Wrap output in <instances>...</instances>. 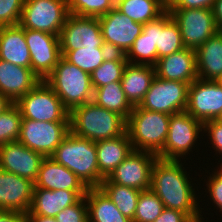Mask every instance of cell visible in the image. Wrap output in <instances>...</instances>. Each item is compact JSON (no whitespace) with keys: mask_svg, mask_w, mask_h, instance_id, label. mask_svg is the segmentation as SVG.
Listing matches in <instances>:
<instances>
[{"mask_svg":"<svg viewBox=\"0 0 222 222\" xmlns=\"http://www.w3.org/2000/svg\"><path fill=\"white\" fill-rule=\"evenodd\" d=\"M179 160L157 158L153 164L150 189L165 208L186 213L194 222H202L194 188Z\"/></svg>","mask_w":222,"mask_h":222,"instance_id":"cell-1","label":"cell"},{"mask_svg":"<svg viewBox=\"0 0 222 222\" xmlns=\"http://www.w3.org/2000/svg\"><path fill=\"white\" fill-rule=\"evenodd\" d=\"M70 132L93 142L117 138L126 132V120L93 101L70 111Z\"/></svg>","mask_w":222,"mask_h":222,"instance_id":"cell-2","label":"cell"},{"mask_svg":"<svg viewBox=\"0 0 222 222\" xmlns=\"http://www.w3.org/2000/svg\"><path fill=\"white\" fill-rule=\"evenodd\" d=\"M50 157L72 171L87 188H99L105 179L99 172L95 142L72 132Z\"/></svg>","mask_w":222,"mask_h":222,"instance_id":"cell-3","label":"cell"},{"mask_svg":"<svg viewBox=\"0 0 222 222\" xmlns=\"http://www.w3.org/2000/svg\"><path fill=\"white\" fill-rule=\"evenodd\" d=\"M171 115L135 106L126 120L133 149L158 154L164 147Z\"/></svg>","mask_w":222,"mask_h":222,"instance_id":"cell-4","label":"cell"},{"mask_svg":"<svg viewBox=\"0 0 222 222\" xmlns=\"http://www.w3.org/2000/svg\"><path fill=\"white\" fill-rule=\"evenodd\" d=\"M44 81L54 90L69 111L93 100L94 90L90 74L63 57Z\"/></svg>","mask_w":222,"mask_h":222,"instance_id":"cell-5","label":"cell"},{"mask_svg":"<svg viewBox=\"0 0 222 222\" xmlns=\"http://www.w3.org/2000/svg\"><path fill=\"white\" fill-rule=\"evenodd\" d=\"M15 104L20 109L22 118L49 122L70 121V111L44 80H41Z\"/></svg>","mask_w":222,"mask_h":222,"instance_id":"cell-6","label":"cell"},{"mask_svg":"<svg viewBox=\"0 0 222 222\" xmlns=\"http://www.w3.org/2000/svg\"><path fill=\"white\" fill-rule=\"evenodd\" d=\"M68 15L67 0H25L19 25L59 36Z\"/></svg>","mask_w":222,"mask_h":222,"instance_id":"cell-7","label":"cell"},{"mask_svg":"<svg viewBox=\"0 0 222 222\" xmlns=\"http://www.w3.org/2000/svg\"><path fill=\"white\" fill-rule=\"evenodd\" d=\"M70 132V121H35L22 118L18 141L33 151L50 157Z\"/></svg>","mask_w":222,"mask_h":222,"instance_id":"cell-8","label":"cell"},{"mask_svg":"<svg viewBox=\"0 0 222 222\" xmlns=\"http://www.w3.org/2000/svg\"><path fill=\"white\" fill-rule=\"evenodd\" d=\"M189 83L156 77L139 107L169 115L186 110Z\"/></svg>","mask_w":222,"mask_h":222,"instance_id":"cell-9","label":"cell"},{"mask_svg":"<svg viewBox=\"0 0 222 222\" xmlns=\"http://www.w3.org/2000/svg\"><path fill=\"white\" fill-rule=\"evenodd\" d=\"M203 123L196 120L186 111L172 114L169 122L168 136L163 149L157 154L158 158L165 160H179L188 154L193 147Z\"/></svg>","mask_w":222,"mask_h":222,"instance_id":"cell-10","label":"cell"},{"mask_svg":"<svg viewBox=\"0 0 222 222\" xmlns=\"http://www.w3.org/2000/svg\"><path fill=\"white\" fill-rule=\"evenodd\" d=\"M178 24L185 48L196 50L218 32L211 9H166Z\"/></svg>","mask_w":222,"mask_h":222,"instance_id":"cell-11","label":"cell"},{"mask_svg":"<svg viewBox=\"0 0 222 222\" xmlns=\"http://www.w3.org/2000/svg\"><path fill=\"white\" fill-rule=\"evenodd\" d=\"M98 20L104 44L111 53L126 54L143 31L144 24L134 22L116 7Z\"/></svg>","mask_w":222,"mask_h":222,"instance_id":"cell-12","label":"cell"},{"mask_svg":"<svg viewBox=\"0 0 222 222\" xmlns=\"http://www.w3.org/2000/svg\"><path fill=\"white\" fill-rule=\"evenodd\" d=\"M185 111L202 123L217 120L222 114V85L214 80L193 81Z\"/></svg>","mask_w":222,"mask_h":222,"instance_id":"cell-13","label":"cell"},{"mask_svg":"<svg viewBox=\"0 0 222 222\" xmlns=\"http://www.w3.org/2000/svg\"><path fill=\"white\" fill-rule=\"evenodd\" d=\"M61 52L86 47H107L98 17L69 14L59 35Z\"/></svg>","mask_w":222,"mask_h":222,"instance_id":"cell-14","label":"cell"},{"mask_svg":"<svg viewBox=\"0 0 222 222\" xmlns=\"http://www.w3.org/2000/svg\"><path fill=\"white\" fill-rule=\"evenodd\" d=\"M24 35L30 52L31 69L41 80H45L62 57L59 36L29 29H24Z\"/></svg>","mask_w":222,"mask_h":222,"instance_id":"cell-15","label":"cell"},{"mask_svg":"<svg viewBox=\"0 0 222 222\" xmlns=\"http://www.w3.org/2000/svg\"><path fill=\"white\" fill-rule=\"evenodd\" d=\"M157 158L158 156L154 153L133 150L107 179L112 183L140 191L148 190L151 186L153 164Z\"/></svg>","mask_w":222,"mask_h":222,"instance_id":"cell-16","label":"cell"},{"mask_svg":"<svg viewBox=\"0 0 222 222\" xmlns=\"http://www.w3.org/2000/svg\"><path fill=\"white\" fill-rule=\"evenodd\" d=\"M45 157L13 141L0 145V169L35 182L42 160Z\"/></svg>","mask_w":222,"mask_h":222,"instance_id":"cell-17","label":"cell"},{"mask_svg":"<svg viewBox=\"0 0 222 222\" xmlns=\"http://www.w3.org/2000/svg\"><path fill=\"white\" fill-rule=\"evenodd\" d=\"M157 48V60L185 48L180 28L166 10L161 16L143 25V31Z\"/></svg>","mask_w":222,"mask_h":222,"instance_id":"cell-18","label":"cell"},{"mask_svg":"<svg viewBox=\"0 0 222 222\" xmlns=\"http://www.w3.org/2000/svg\"><path fill=\"white\" fill-rule=\"evenodd\" d=\"M34 182L0 169V210L26 214L31 206Z\"/></svg>","mask_w":222,"mask_h":222,"instance_id":"cell-19","label":"cell"},{"mask_svg":"<svg viewBox=\"0 0 222 222\" xmlns=\"http://www.w3.org/2000/svg\"><path fill=\"white\" fill-rule=\"evenodd\" d=\"M155 75L161 79L191 84L198 79L194 49L183 50L164 56L154 65Z\"/></svg>","mask_w":222,"mask_h":222,"instance_id":"cell-20","label":"cell"},{"mask_svg":"<svg viewBox=\"0 0 222 222\" xmlns=\"http://www.w3.org/2000/svg\"><path fill=\"white\" fill-rule=\"evenodd\" d=\"M40 81L41 79L32 69L0 59V93L12 103H16Z\"/></svg>","mask_w":222,"mask_h":222,"instance_id":"cell-21","label":"cell"},{"mask_svg":"<svg viewBox=\"0 0 222 222\" xmlns=\"http://www.w3.org/2000/svg\"><path fill=\"white\" fill-rule=\"evenodd\" d=\"M34 188L49 190L87 191L88 188L69 169L45 157L40 165Z\"/></svg>","mask_w":222,"mask_h":222,"instance_id":"cell-22","label":"cell"},{"mask_svg":"<svg viewBox=\"0 0 222 222\" xmlns=\"http://www.w3.org/2000/svg\"><path fill=\"white\" fill-rule=\"evenodd\" d=\"M87 191L49 190L34 188L32 203L26 215L56 217L66 207L75 204Z\"/></svg>","mask_w":222,"mask_h":222,"instance_id":"cell-23","label":"cell"},{"mask_svg":"<svg viewBox=\"0 0 222 222\" xmlns=\"http://www.w3.org/2000/svg\"><path fill=\"white\" fill-rule=\"evenodd\" d=\"M0 59L31 69V57L24 28L19 24L0 27Z\"/></svg>","mask_w":222,"mask_h":222,"instance_id":"cell-24","label":"cell"},{"mask_svg":"<svg viewBox=\"0 0 222 222\" xmlns=\"http://www.w3.org/2000/svg\"><path fill=\"white\" fill-rule=\"evenodd\" d=\"M155 76V68L152 65L127 63L120 82L133 107L140 105Z\"/></svg>","mask_w":222,"mask_h":222,"instance_id":"cell-25","label":"cell"},{"mask_svg":"<svg viewBox=\"0 0 222 222\" xmlns=\"http://www.w3.org/2000/svg\"><path fill=\"white\" fill-rule=\"evenodd\" d=\"M100 174L107 178L134 150L127 132L123 135L95 142Z\"/></svg>","mask_w":222,"mask_h":222,"instance_id":"cell-26","label":"cell"},{"mask_svg":"<svg viewBox=\"0 0 222 222\" xmlns=\"http://www.w3.org/2000/svg\"><path fill=\"white\" fill-rule=\"evenodd\" d=\"M195 53L198 79L218 81L222 76V32L210 37Z\"/></svg>","mask_w":222,"mask_h":222,"instance_id":"cell-27","label":"cell"},{"mask_svg":"<svg viewBox=\"0 0 222 222\" xmlns=\"http://www.w3.org/2000/svg\"><path fill=\"white\" fill-rule=\"evenodd\" d=\"M88 222H132L125 217L100 188H88Z\"/></svg>","mask_w":222,"mask_h":222,"instance_id":"cell-28","label":"cell"},{"mask_svg":"<svg viewBox=\"0 0 222 222\" xmlns=\"http://www.w3.org/2000/svg\"><path fill=\"white\" fill-rule=\"evenodd\" d=\"M115 7L134 22L146 24L166 11V0H116Z\"/></svg>","mask_w":222,"mask_h":222,"instance_id":"cell-29","label":"cell"},{"mask_svg":"<svg viewBox=\"0 0 222 222\" xmlns=\"http://www.w3.org/2000/svg\"><path fill=\"white\" fill-rule=\"evenodd\" d=\"M92 101L100 107L118 113L125 120L134 108L126 98L121 82H112L94 89Z\"/></svg>","mask_w":222,"mask_h":222,"instance_id":"cell-30","label":"cell"},{"mask_svg":"<svg viewBox=\"0 0 222 222\" xmlns=\"http://www.w3.org/2000/svg\"><path fill=\"white\" fill-rule=\"evenodd\" d=\"M99 188L125 217L133 221L140 190L112 183L107 178L101 182Z\"/></svg>","mask_w":222,"mask_h":222,"instance_id":"cell-31","label":"cell"},{"mask_svg":"<svg viewBox=\"0 0 222 222\" xmlns=\"http://www.w3.org/2000/svg\"><path fill=\"white\" fill-rule=\"evenodd\" d=\"M127 63L125 54L110 53L105 61L90 74L93 90L112 82H120Z\"/></svg>","mask_w":222,"mask_h":222,"instance_id":"cell-32","label":"cell"},{"mask_svg":"<svg viewBox=\"0 0 222 222\" xmlns=\"http://www.w3.org/2000/svg\"><path fill=\"white\" fill-rule=\"evenodd\" d=\"M110 53L111 51L107 47H86L61 52V55L69 63L91 74L105 61Z\"/></svg>","mask_w":222,"mask_h":222,"instance_id":"cell-33","label":"cell"},{"mask_svg":"<svg viewBox=\"0 0 222 222\" xmlns=\"http://www.w3.org/2000/svg\"><path fill=\"white\" fill-rule=\"evenodd\" d=\"M164 208L163 202L151 189L143 190L140 192L132 222H154Z\"/></svg>","mask_w":222,"mask_h":222,"instance_id":"cell-34","label":"cell"},{"mask_svg":"<svg viewBox=\"0 0 222 222\" xmlns=\"http://www.w3.org/2000/svg\"><path fill=\"white\" fill-rule=\"evenodd\" d=\"M21 121L22 115L15 103L0 113V145L18 140Z\"/></svg>","mask_w":222,"mask_h":222,"instance_id":"cell-35","label":"cell"},{"mask_svg":"<svg viewBox=\"0 0 222 222\" xmlns=\"http://www.w3.org/2000/svg\"><path fill=\"white\" fill-rule=\"evenodd\" d=\"M125 58L127 59L128 63L131 64L154 66L157 62V48H153V44L149 36L142 32L125 54Z\"/></svg>","mask_w":222,"mask_h":222,"instance_id":"cell-36","label":"cell"},{"mask_svg":"<svg viewBox=\"0 0 222 222\" xmlns=\"http://www.w3.org/2000/svg\"><path fill=\"white\" fill-rule=\"evenodd\" d=\"M116 0H67L69 14L100 17L115 7Z\"/></svg>","mask_w":222,"mask_h":222,"instance_id":"cell-37","label":"cell"},{"mask_svg":"<svg viewBox=\"0 0 222 222\" xmlns=\"http://www.w3.org/2000/svg\"><path fill=\"white\" fill-rule=\"evenodd\" d=\"M25 0H0V27L18 25Z\"/></svg>","mask_w":222,"mask_h":222,"instance_id":"cell-38","label":"cell"},{"mask_svg":"<svg viewBox=\"0 0 222 222\" xmlns=\"http://www.w3.org/2000/svg\"><path fill=\"white\" fill-rule=\"evenodd\" d=\"M57 222H88V209L85 196L75 204L66 207L56 215Z\"/></svg>","mask_w":222,"mask_h":222,"instance_id":"cell-39","label":"cell"},{"mask_svg":"<svg viewBox=\"0 0 222 222\" xmlns=\"http://www.w3.org/2000/svg\"><path fill=\"white\" fill-rule=\"evenodd\" d=\"M204 132H208L215 151L222 155V123L219 120H209L203 123Z\"/></svg>","mask_w":222,"mask_h":222,"instance_id":"cell-40","label":"cell"},{"mask_svg":"<svg viewBox=\"0 0 222 222\" xmlns=\"http://www.w3.org/2000/svg\"><path fill=\"white\" fill-rule=\"evenodd\" d=\"M216 0H166V9H212Z\"/></svg>","mask_w":222,"mask_h":222,"instance_id":"cell-41","label":"cell"},{"mask_svg":"<svg viewBox=\"0 0 222 222\" xmlns=\"http://www.w3.org/2000/svg\"><path fill=\"white\" fill-rule=\"evenodd\" d=\"M207 189L210 194V198L213 201L215 206L220 208L222 211V176L218 172H214V174L209 177L207 181Z\"/></svg>","mask_w":222,"mask_h":222,"instance_id":"cell-42","label":"cell"},{"mask_svg":"<svg viewBox=\"0 0 222 222\" xmlns=\"http://www.w3.org/2000/svg\"><path fill=\"white\" fill-rule=\"evenodd\" d=\"M154 222H194L186 213L164 208L160 216Z\"/></svg>","mask_w":222,"mask_h":222,"instance_id":"cell-43","label":"cell"},{"mask_svg":"<svg viewBox=\"0 0 222 222\" xmlns=\"http://www.w3.org/2000/svg\"><path fill=\"white\" fill-rule=\"evenodd\" d=\"M0 222H27V218L22 212L0 210Z\"/></svg>","mask_w":222,"mask_h":222,"instance_id":"cell-44","label":"cell"},{"mask_svg":"<svg viewBox=\"0 0 222 222\" xmlns=\"http://www.w3.org/2000/svg\"><path fill=\"white\" fill-rule=\"evenodd\" d=\"M215 23L218 31L222 32V0H216L212 6Z\"/></svg>","mask_w":222,"mask_h":222,"instance_id":"cell-45","label":"cell"},{"mask_svg":"<svg viewBox=\"0 0 222 222\" xmlns=\"http://www.w3.org/2000/svg\"><path fill=\"white\" fill-rule=\"evenodd\" d=\"M27 222H57L54 217H46L42 215H26Z\"/></svg>","mask_w":222,"mask_h":222,"instance_id":"cell-46","label":"cell"},{"mask_svg":"<svg viewBox=\"0 0 222 222\" xmlns=\"http://www.w3.org/2000/svg\"><path fill=\"white\" fill-rule=\"evenodd\" d=\"M12 102L3 94L0 93V113L6 110Z\"/></svg>","mask_w":222,"mask_h":222,"instance_id":"cell-47","label":"cell"},{"mask_svg":"<svg viewBox=\"0 0 222 222\" xmlns=\"http://www.w3.org/2000/svg\"><path fill=\"white\" fill-rule=\"evenodd\" d=\"M220 165V168L218 167L219 171L217 170V172L222 176V163Z\"/></svg>","mask_w":222,"mask_h":222,"instance_id":"cell-48","label":"cell"},{"mask_svg":"<svg viewBox=\"0 0 222 222\" xmlns=\"http://www.w3.org/2000/svg\"><path fill=\"white\" fill-rule=\"evenodd\" d=\"M218 82L222 85V76L218 79Z\"/></svg>","mask_w":222,"mask_h":222,"instance_id":"cell-49","label":"cell"},{"mask_svg":"<svg viewBox=\"0 0 222 222\" xmlns=\"http://www.w3.org/2000/svg\"><path fill=\"white\" fill-rule=\"evenodd\" d=\"M222 123V114L220 115V117L217 119Z\"/></svg>","mask_w":222,"mask_h":222,"instance_id":"cell-50","label":"cell"}]
</instances>
